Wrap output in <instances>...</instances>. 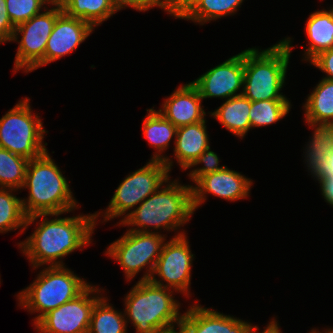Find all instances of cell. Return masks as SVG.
I'll list each match as a JSON object with an SVG mask.
<instances>
[{
    "mask_svg": "<svg viewBox=\"0 0 333 333\" xmlns=\"http://www.w3.org/2000/svg\"><path fill=\"white\" fill-rule=\"evenodd\" d=\"M97 216L93 214L52 220L42 218L34 233L19 245L34 267L48 262H52L50 266H63V262L56 259L89 244Z\"/></svg>",
    "mask_w": 333,
    "mask_h": 333,
    "instance_id": "cell-1",
    "label": "cell"
},
{
    "mask_svg": "<svg viewBox=\"0 0 333 333\" xmlns=\"http://www.w3.org/2000/svg\"><path fill=\"white\" fill-rule=\"evenodd\" d=\"M23 187L30 190L28 202L22 200L26 227L38 217L58 216L77 207L69 184L47 151L29 160Z\"/></svg>",
    "mask_w": 333,
    "mask_h": 333,
    "instance_id": "cell-2",
    "label": "cell"
},
{
    "mask_svg": "<svg viewBox=\"0 0 333 333\" xmlns=\"http://www.w3.org/2000/svg\"><path fill=\"white\" fill-rule=\"evenodd\" d=\"M167 285L155 279L140 280L132 287L125 299L126 314L136 327L137 333H170L174 323L179 326V304L173 299Z\"/></svg>",
    "mask_w": 333,
    "mask_h": 333,
    "instance_id": "cell-3",
    "label": "cell"
},
{
    "mask_svg": "<svg viewBox=\"0 0 333 333\" xmlns=\"http://www.w3.org/2000/svg\"><path fill=\"white\" fill-rule=\"evenodd\" d=\"M290 38L262 52L244 51L243 96L250 101L287 100L280 94L286 75L291 48Z\"/></svg>",
    "mask_w": 333,
    "mask_h": 333,
    "instance_id": "cell-4",
    "label": "cell"
},
{
    "mask_svg": "<svg viewBox=\"0 0 333 333\" xmlns=\"http://www.w3.org/2000/svg\"><path fill=\"white\" fill-rule=\"evenodd\" d=\"M193 212L192 186L172 182L167 188L151 194L121 222L123 225L143 227L130 230L136 232H149L146 227L150 226L174 230L189 221Z\"/></svg>",
    "mask_w": 333,
    "mask_h": 333,
    "instance_id": "cell-5",
    "label": "cell"
},
{
    "mask_svg": "<svg viewBox=\"0 0 333 333\" xmlns=\"http://www.w3.org/2000/svg\"><path fill=\"white\" fill-rule=\"evenodd\" d=\"M89 286L64 266H49L32 285L19 293L20 305L41 312L34 324L47 312L76 298Z\"/></svg>",
    "mask_w": 333,
    "mask_h": 333,
    "instance_id": "cell-6",
    "label": "cell"
},
{
    "mask_svg": "<svg viewBox=\"0 0 333 333\" xmlns=\"http://www.w3.org/2000/svg\"><path fill=\"white\" fill-rule=\"evenodd\" d=\"M25 98L0 119V147L32 160L46 152L41 119L31 114Z\"/></svg>",
    "mask_w": 333,
    "mask_h": 333,
    "instance_id": "cell-7",
    "label": "cell"
},
{
    "mask_svg": "<svg viewBox=\"0 0 333 333\" xmlns=\"http://www.w3.org/2000/svg\"><path fill=\"white\" fill-rule=\"evenodd\" d=\"M162 157L155 154L147 165L131 173L120 183L105 212V220L123 215L156 192L163 182H168L172 162L169 158Z\"/></svg>",
    "mask_w": 333,
    "mask_h": 333,
    "instance_id": "cell-8",
    "label": "cell"
},
{
    "mask_svg": "<svg viewBox=\"0 0 333 333\" xmlns=\"http://www.w3.org/2000/svg\"><path fill=\"white\" fill-rule=\"evenodd\" d=\"M165 238L155 232L127 231L123 237L113 242L108 248V255L117 261L125 271L126 278H133L145 265L150 264L149 272L141 280L152 276Z\"/></svg>",
    "mask_w": 333,
    "mask_h": 333,
    "instance_id": "cell-9",
    "label": "cell"
},
{
    "mask_svg": "<svg viewBox=\"0 0 333 333\" xmlns=\"http://www.w3.org/2000/svg\"><path fill=\"white\" fill-rule=\"evenodd\" d=\"M53 5L56 8L39 13L15 27L12 41L17 40L18 33L22 34L15 58V70L25 68L26 72H31L45 65L46 44L57 17L62 13L59 3Z\"/></svg>",
    "mask_w": 333,
    "mask_h": 333,
    "instance_id": "cell-10",
    "label": "cell"
},
{
    "mask_svg": "<svg viewBox=\"0 0 333 333\" xmlns=\"http://www.w3.org/2000/svg\"><path fill=\"white\" fill-rule=\"evenodd\" d=\"M99 291L88 286L76 298L43 315L35 326L40 333H88L91 312L100 297H89Z\"/></svg>",
    "mask_w": 333,
    "mask_h": 333,
    "instance_id": "cell-11",
    "label": "cell"
},
{
    "mask_svg": "<svg viewBox=\"0 0 333 333\" xmlns=\"http://www.w3.org/2000/svg\"><path fill=\"white\" fill-rule=\"evenodd\" d=\"M177 235L163 245L152 274H158L169 287L187 293L193 255L185 234Z\"/></svg>",
    "mask_w": 333,
    "mask_h": 333,
    "instance_id": "cell-12",
    "label": "cell"
},
{
    "mask_svg": "<svg viewBox=\"0 0 333 333\" xmlns=\"http://www.w3.org/2000/svg\"><path fill=\"white\" fill-rule=\"evenodd\" d=\"M244 79V51L233 56L222 64L210 69L197 80L191 82L203 98H228L242 95L236 94Z\"/></svg>",
    "mask_w": 333,
    "mask_h": 333,
    "instance_id": "cell-13",
    "label": "cell"
},
{
    "mask_svg": "<svg viewBox=\"0 0 333 333\" xmlns=\"http://www.w3.org/2000/svg\"><path fill=\"white\" fill-rule=\"evenodd\" d=\"M251 184V180L227 167L206 174L196 182V187L192 186L193 208L195 210L205 200L206 192L231 201L245 198Z\"/></svg>",
    "mask_w": 333,
    "mask_h": 333,
    "instance_id": "cell-14",
    "label": "cell"
},
{
    "mask_svg": "<svg viewBox=\"0 0 333 333\" xmlns=\"http://www.w3.org/2000/svg\"><path fill=\"white\" fill-rule=\"evenodd\" d=\"M93 27L82 19L62 12L56 19L45 50V64L69 54L92 32Z\"/></svg>",
    "mask_w": 333,
    "mask_h": 333,
    "instance_id": "cell-15",
    "label": "cell"
},
{
    "mask_svg": "<svg viewBox=\"0 0 333 333\" xmlns=\"http://www.w3.org/2000/svg\"><path fill=\"white\" fill-rule=\"evenodd\" d=\"M249 323L216 311L192 306L182 315L181 333H246Z\"/></svg>",
    "mask_w": 333,
    "mask_h": 333,
    "instance_id": "cell-16",
    "label": "cell"
},
{
    "mask_svg": "<svg viewBox=\"0 0 333 333\" xmlns=\"http://www.w3.org/2000/svg\"><path fill=\"white\" fill-rule=\"evenodd\" d=\"M200 93L192 84L179 87L163 104L159 112L177 128L204 121Z\"/></svg>",
    "mask_w": 333,
    "mask_h": 333,
    "instance_id": "cell-17",
    "label": "cell"
},
{
    "mask_svg": "<svg viewBox=\"0 0 333 333\" xmlns=\"http://www.w3.org/2000/svg\"><path fill=\"white\" fill-rule=\"evenodd\" d=\"M205 123L204 120L177 128L175 158L178 159V163L184 170L189 168L194 160L210 147Z\"/></svg>",
    "mask_w": 333,
    "mask_h": 333,
    "instance_id": "cell-18",
    "label": "cell"
},
{
    "mask_svg": "<svg viewBox=\"0 0 333 333\" xmlns=\"http://www.w3.org/2000/svg\"><path fill=\"white\" fill-rule=\"evenodd\" d=\"M305 28L310 40L305 53L307 60L311 61L319 53L333 48V8L311 14Z\"/></svg>",
    "mask_w": 333,
    "mask_h": 333,
    "instance_id": "cell-19",
    "label": "cell"
},
{
    "mask_svg": "<svg viewBox=\"0 0 333 333\" xmlns=\"http://www.w3.org/2000/svg\"><path fill=\"white\" fill-rule=\"evenodd\" d=\"M251 101L243 95L228 98L227 101L211 115L233 134L242 137L251 128L249 111Z\"/></svg>",
    "mask_w": 333,
    "mask_h": 333,
    "instance_id": "cell-20",
    "label": "cell"
},
{
    "mask_svg": "<svg viewBox=\"0 0 333 333\" xmlns=\"http://www.w3.org/2000/svg\"><path fill=\"white\" fill-rule=\"evenodd\" d=\"M304 107L306 121L310 126L333 124V81L323 78Z\"/></svg>",
    "mask_w": 333,
    "mask_h": 333,
    "instance_id": "cell-21",
    "label": "cell"
},
{
    "mask_svg": "<svg viewBox=\"0 0 333 333\" xmlns=\"http://www.w3.org/2000/svg\"><path fill=\"white\" fill-rule=\"evenodd\" d=\"M59 4L62 12L82 19L92 27L116 12L110 0H62Z\"/></svg>",
    "mask_w": 333,
    "mask_h": 333,
    "instance_id": "cell-22",
    "label": "cell"
},
{
    "mask_svg": "<svg viewBox=\"0 0 333 333\" xmlns=\"http://www.w3.org/2000/svg\"><path fill=\"white\" fill-rule=\"evenodd\" d=\"M243 0H194L177 18L203 23L234 13Z\"/></svg>",
    "mask_w": 333,
    "mask_h": 333,
    "instance_id": "cell-23",
    "label": "cell"
},
{
    "mask_svg": "<svg viewBox=\"0 0 333 333\" xmlns=\"http://www.w3.org/2000/svg\"><path fill=\"white\" fill-rule=\"evenodd\" d=\"M126 323L125 316L100 297L92 309L88 333H126Z\"/></svg>",
    "mask_w": 333,
    "mask_h": 333,
    "instance_id": "cell-24",
    "label": "cell"
},
{
    "mask_svg": "<svg viewBox=\"0 0 333 333\" xmlns=\"http://www.w3.org/2000/svg\"><path fill=\"white\" fill-rule=\"evenodd\" d=\"M148 116L143 121V134L158 151L169 146L172 137L177 134V127L167 120L159 111L147 110Z\"/></svg>",
    "mask_w": 333,
    "mask_h": 333,
    "instance_id": "cell-25",
    "label": "cell"
},
{
    "mask_svg": "<svg viewBox=\"0 0 333 333\" xmlns=\"http://www.w3.org/2000/svg\"><path fill=\"white\" fill-rule=\"evenodd\" d=\"M308 147L307 162L315 175L327 162V155L333 148V124H317Z\"/></svg>",
    "mask_w": 333,
    "mask_h": 333,
    "instance_id": "cell-26",
    "label": "cell"
},
{
    "mask_svg": "<svg viewBox=\"0 0 333 333\" xmlns=\"http://www.w3.org/2000/svg\"><path fill=\"white\" fill-rule=\"evenodd\" d=\"M28 162L27 158L0 147V187L23 188Z\"/></svg>",
    "mask_w": 333,
    "mask_h": 333,
    "instance_id": "cell-27",
    "label": "cell"
},
{
    "mask_svg": "<svg viewBox=\"0 0 333 333\" xmlns=\"http://www.w3.org/2000/svg\"><path fill=\"white\" fill-rule=\"evenodd\" d=\"M290 109L289 100L251 101L249 118L252 127L274 123L283 118Z\"/></svg>",
    "mask_w": 333,
    "mask_h": 333,
    "instance_id": "cell-28",
    "label": "cell"
},
{
    "mask_svg": "<svg viewBox=\"0 0 333 333\" xmlns=\"http://www.w3.org/2000/svg\"><path fill=\"white\" fill-rule=\"evenodd\" d=\"M6 188L0 189V232L26 228V219L22 200L9 193Z\"/></svg>",
    "mask_w": 333,
    "mask_h": 333,
    "instance_id": "cell-29",
    "label": "cell"
},
{
    "mask_svg": "<svg viewBox=\"0 0 333 333\" xmlns=\"http://www.w3.org/2000/svg\"><path fill=\"white\" fill-rule=\"evenodd\" d=\"M46 2L50 3L49 0H6V9L12 24L16 27L39 14Z\"/></svg>",
    "mask_w": 333,
    "mask_h": 333,
    "instance_id": "cell-30",
    "label": "cell"
},
{
    "mask_svg": "<svg viewBox=\"0 0 333 333\" xmlns=\"http://www.w3.org/2000/svg\"><path fill=\"white\" fill-rule=\"evenodd\" d=\"M200 163H204L205 167L195 169L192 171L189 176L196 183L202 176L210 173H214L216 171L222 170L225 166L218 167L219 158L213 151H210V147L203 151L189 166L198 165Z\"/></svg>",
    "mask_w": 333,
    "mask_h": 333,
    "instance_id": "cell-31",
    "label": "cell"
},
{
    "mask_svg": "<svg viewBox=\"0 0 333 333\" xmlns=\"http://www.w3.org/2000/svg\"><path fill=\"white\" fill-rule=\"evenodd\" d=\"M15 26L6 9V0H0V43L12 41Z\"/></svg>",
    "mask_w": 333,
    "mask_h": 333,
    "instance_id": "cell-32",
    "label": "cell"
},
{
    "mask_svg": "<svg viewBox=\"0 0 333 333\" xmlns=\"http://www.w3.org/2000/svg\"><path fill=\"white\" fill-rule=\"evenodd\" d=\"M115 11L120 10L123 6H131L139 11H146L150 7L159 6L163 8L161 0H110Z\"/></svg>",
    "mask_w": 333,
    "mask_h": 333,
    "instance_id": "cell-33",
    "label": "cell"
},
{
    "mask_svg": "<svg viewBox=\"0 0 333 333\" xmlns=\"http://www.w3.org/2000/svg\"><path fill=\"white\" fill-rule=\"evenodd\" d=\"M310 63L328 74L325 79L333 81V48L319 53Z\"/></svg>",
    "mask_w": 333,
    "mask_h": 333,
    "instance_id": "cell-34",
    "label": "cell"
},
{
    "mask_svg": "<svg viewBox=\"0 0 333 333\" xmlns=\"http://www.w3.org/2000/svg\"><path fill=\"white\" fill-rule=\"evenodd\" d=\"M194 0H161L163 9L178 17Z\"/></svg>",
    "mask_w": 333,
    "mask_h": 333,
    "instance_id": "cell-35",
    "label": "cell"
},
{
    "mask_svg": "<svg viewBox=\"0 0 333 333\" xmlns=\"http://www.w3.org/2000/svg\"><path fill=\"white\" fill-rule=\"evenodd\" d=\"M321 184L322 195L333 206V176H315Z\"/></svg>",
    "mask_w": 333,
    "mask_h": 333,
    "instance_id": "cell-36",
    "label": "cell"
},
{
    "mask_svg": "<svg viewBox=\"0 0 333 333\" xmlns=\"http://www.w3.org/2000/svg\"><path fill=\"white\" fill-rule=\"evenodd\" d=\"M314 176H333V148L327 155V162L324 167Z\"/></svg>",
    "mask_w": 333,
    "mask_h": 333,
    "instance_id": "cell-37",
    "label": "cell"
},
{
    "mask_svg": "<svg viewBox=\"0 0 333 333\" xmlns=\"http://www.w3.org/2000/svg\"><path fill=\"white\" fill-rule=\"evenodd\" d=\"M258 328L255 326L253 327L251 324H249L246 333H256ZM281 331L279 330L278 324L275 320H273L266 329L262 333H280Z\"/></svg>",
    "mask_w": 333,
    "mask_h": 333,
    "instance_id": "cell-38",
    "label": "cell"
},
{
    "mask_svg": "<svg viewBox=\"0 0 333 333\" xmlns=\"http://www.w3.org/2000/svg\"><path fill=\"white\" fill-rule=\"evenodd\" d=\"M51 4L53 3H60L62 0H49Z\"/></svg>",
    "mask_w": 333,
    "mask_h": 333,
    "instance_id": "cell-39",
    "label": "cell"
},
{
    "mask_svg": "<svg viewBox=\"0 0 333 333\" xmlns=\"http://www.w3.org/2000/svg\"><path fill=\"white\" fill-rule=\"evenodd\" d=\"M311 333H319V332H316L315 330L314 331L312 330ZM325 333H333V330L326 331Z\"/></svg>",
    "mask_w": 333,
    "mask_h": 333,
    "instance_id": "cell-40",
    "label": "cell"
},
{
    "mask_svg": "<svg viewBox=\"0 0 333 333\" xmlns=\"http://www.w3.org/2000/svg\"><path fill=\"white\" fill-rule=\"evenodd\" d=\"M170 333H181L180 331H173V332H170Z\"/></svg>",
    "mask_w": 333,
    "mask_h": 333,
    "instance_id": "cell-41",
    "label": "cell"
}]
</instances>
